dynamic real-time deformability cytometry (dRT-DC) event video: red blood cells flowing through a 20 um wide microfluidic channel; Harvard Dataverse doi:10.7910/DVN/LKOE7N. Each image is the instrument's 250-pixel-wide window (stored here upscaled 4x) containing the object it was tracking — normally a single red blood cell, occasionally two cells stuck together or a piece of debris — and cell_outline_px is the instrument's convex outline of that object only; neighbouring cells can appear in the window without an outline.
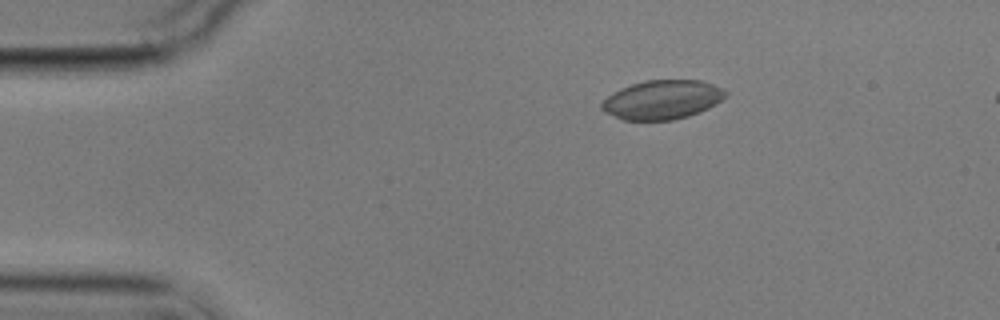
{"species": "common noctule bat (a hibernating species)", "species_latin": "Nyctalus noctula", "temperature_condition": "cold", "stored_images_in_passage": 5, "camera_frame_rate_fps": 3000, "um_per_image_px": 0.085, "animal": {"sex": "male", "body_mass_g": 17.9}, "frame": {"image": 1, "passage_image": 3, "time_ms": 2.333, "image_size_px": [1000, 320], "cell_outline_px": [[728, 96], [716, 104], [700, 112], [688, 116], [672, 120], [624, 120], [604, 112], [600, 108], [600, 104], [612, 92], [620, 88], [644, 80], [700, 80], [724, 88], [728, 92]], "centroid_in_image_um": [56.31, 8.47], "position_along_channel_um": 28.7, "area_um2": 28.44}}